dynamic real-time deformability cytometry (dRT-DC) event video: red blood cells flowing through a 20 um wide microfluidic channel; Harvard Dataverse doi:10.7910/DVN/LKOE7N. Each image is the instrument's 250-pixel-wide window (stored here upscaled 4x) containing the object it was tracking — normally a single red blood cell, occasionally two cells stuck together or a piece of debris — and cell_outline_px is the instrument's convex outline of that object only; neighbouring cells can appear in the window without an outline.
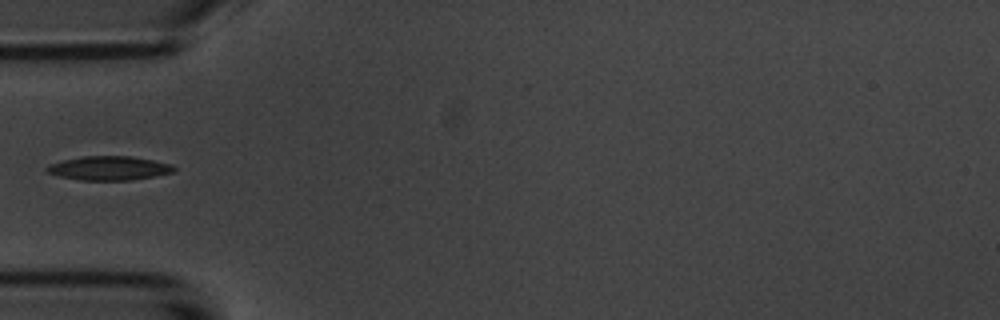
{"species": "common noctule bat (a hibernating species)", "species_latin": "Nyctalus noctula", "temperature_condition": "room temperature", "stored_images_in_passage": 5, "camera_frame_rate_fps": 3000, "um_per_image_px": 0.085, "animal": {"sex": "male", "body_mass_g": 20.1, "forearm_length_mm": 53.5}, "frame": {"image": 1, "passage_image": 4, "time_ms": 3.333, "image_size_px": [1000, 320], "cell_outline_px": [[176, 168], [172, 172], [156, 176], [128, 180], [80, 180], [60, 176], [48, 172], [44, 168], [48, 164], [64, 160], [84, 156], [132, 156], [172, 164]], "centroid_in_image_um": [9.26, 14.29], "position_along_channel_um": 75.7, "area_um2": 17.69}}